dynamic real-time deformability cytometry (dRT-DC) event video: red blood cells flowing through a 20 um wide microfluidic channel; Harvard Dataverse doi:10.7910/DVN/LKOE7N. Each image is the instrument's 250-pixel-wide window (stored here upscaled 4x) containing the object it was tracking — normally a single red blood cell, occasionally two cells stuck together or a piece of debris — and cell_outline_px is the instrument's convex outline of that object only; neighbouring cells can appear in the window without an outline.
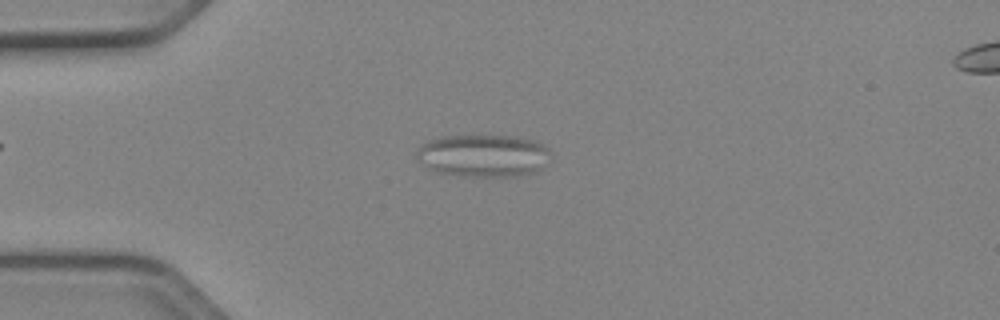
{"species": "Egyptian fruit bat (a non-hibernating species)", "species_latin": "Rousettus aegyptiacus", "temperature_condition": "cold", "stored_images_in_passage": 43, "camera_frame_rate_fps": 3000, "um_per_image_px": 0.085, "animal": {"sex": "female"}, "frame": {"image": 1, "passage_image": 9, "time_ms": 2.667, "image_size_px": [1000, 320], "cell_outline_px": [[552, 156], [548, 164], [544, 168], [536, 172], [516, 176], [464, 176], [440, 172], [424, 164], [416, 156], [416, 148], [428, 140], [440, 136], [516, 136], [536, 140], [548, 148], [552, 152]], "centroid_in_image_um": [41.17, 13.22], "position_along_channel_um": 43.8, "area_um2": 33.47}}
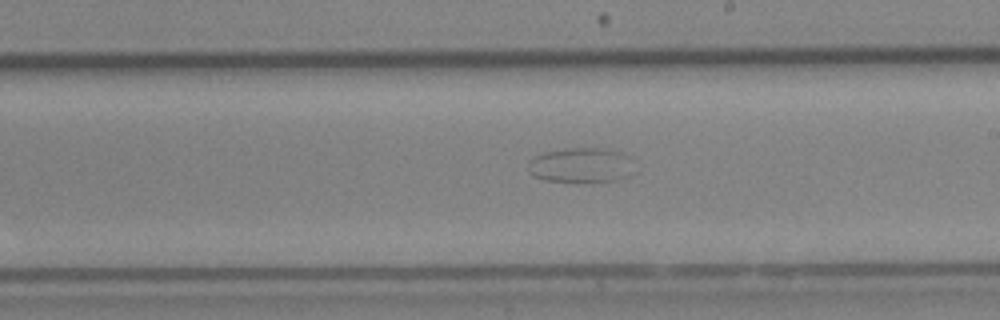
{"frame": {"image": 2, "passage_image": 27, "time_ms": 8.667, "image_size_px": [1000, 320], "cell_outline_px": [[636, 172], [628, 176], [616, 180], [584, 184], [576, 184], [544, 180], [532, 176], [528, 172], [528, 164], [536, 156], [544, 152], [572, 148], [600, 148], [620, 152], [628, 156]], "centroid_in_image_um": [49.4, 14.1], "position_along_channel_um": 239.6, "area_um2": 22.25}}
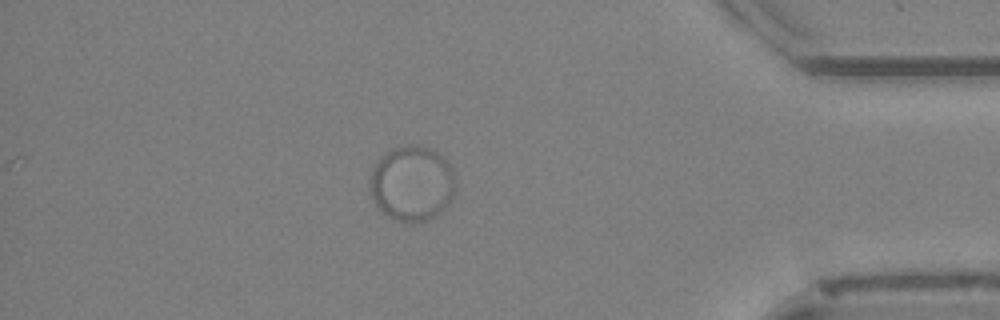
{"frame": {"image": 3, "passage_image": 43, "time_ms": 14.0, "image_size_px": [1000, 320], "cell_outline_px": [[452, 196], [448, 204], [440, 212], [428, 220], [420, 224], [404, 224], [388, 216], [372, 200], [368, 188], [368, 180], [372, 168], [376, 160], [384, 152], [392, 148], [404, 144], [412, 144], [428, 148], [436, 152], [452, 168]], "centroid_in_image_um": [34.92, 15.61], "position_along_channel_um": 400.3, "area_um2": 37.86}}